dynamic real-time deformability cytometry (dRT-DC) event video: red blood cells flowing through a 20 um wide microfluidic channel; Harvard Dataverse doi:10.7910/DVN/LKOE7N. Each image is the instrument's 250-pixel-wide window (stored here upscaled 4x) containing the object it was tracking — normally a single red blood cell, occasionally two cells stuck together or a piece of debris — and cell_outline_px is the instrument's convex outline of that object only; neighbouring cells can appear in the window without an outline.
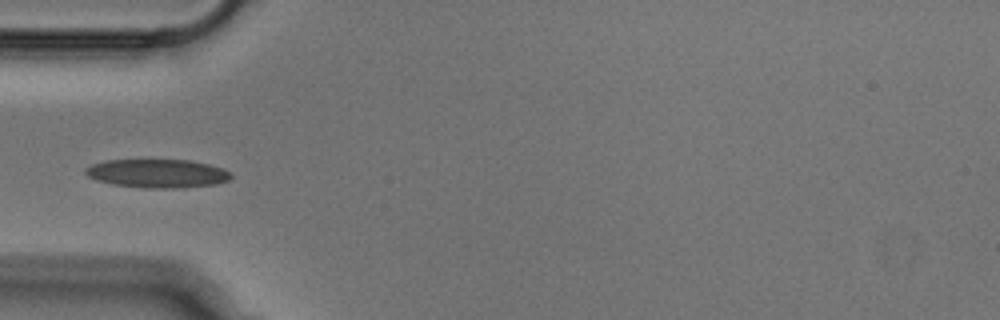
{"species": "Egyptian fruit bat (a non-hibernating species)", "species_latin": "Rousettus aegyptiacus", "temperature_condition": "cold", "stored_images_in_passage": 37, "camera_frame_rate_fps": 3000, "um_per_image_px": 0.085, "animal": {"sex": "male"}, "frame": {"image": 1, "passage_image": 1, "time_ms": 0.0, "image_size_px": [1000, 320], "cell_outline_px": [[232, 176], [228, 180], [216, 184], [172, 188], [144, 188], [112, 184], [96, 180], [88, 176], [84, 172], [84, 168], [92, 164], [108, 160], [188, 160], [208, 164], [224, 168]], "centroid_in_image_um": [13.35, 14.74], "position_along_channel_um": 71.7, "area_um2": 24.1}}
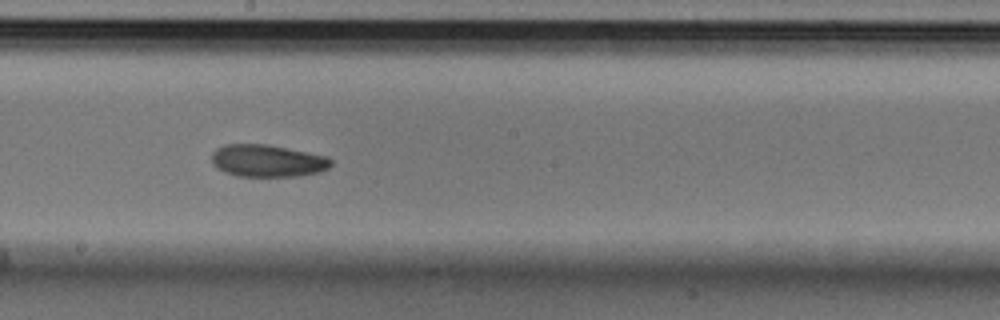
{"frame": {"image": 2, "passage_image": 13, "time_ms": 4.0, "image_size_px": [1000, 320], "cell_outline_px": [[332, 164], [328, 168], [320, 172], [296, 176], [236, 176], [224, 172], [216, 168], [212, 164], [212, 152], [216, 148], [224, 144], [268, 144], [328, 156], [332, 160]], "centroid_in_image_um": [22.72, 13.66], "position_along_channel_um": 225.5, "area_um2": 22.66}}
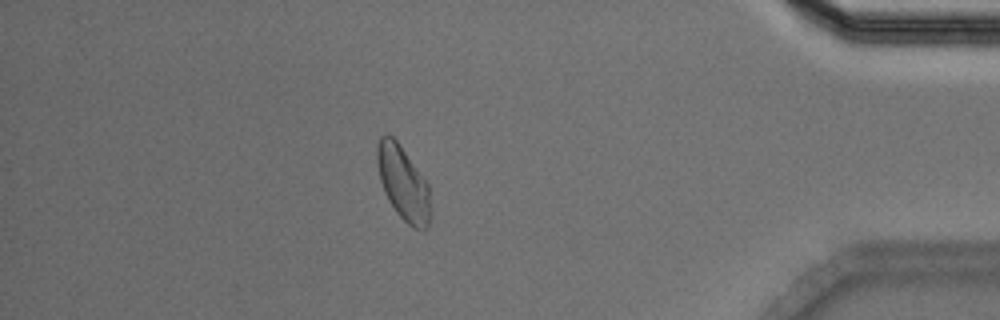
{"frame": {"image": 3, "passage_image": 30, "time_ms": 9.667, "image_size_px": [1000, 320], "cell_outline_px": [[428, 224], [424, 228], [412, 228], [396, 212], [388, 200], [384, 192], [380, 180], [376, 164], [376, 148], [380, 136], [388, 132], [400, 144], [424, 176], [428, 184]], "centroid_in_image_um": [34.21, 15.48], "position_along_channel_um": 401.0, "area_um2": 22.89}}